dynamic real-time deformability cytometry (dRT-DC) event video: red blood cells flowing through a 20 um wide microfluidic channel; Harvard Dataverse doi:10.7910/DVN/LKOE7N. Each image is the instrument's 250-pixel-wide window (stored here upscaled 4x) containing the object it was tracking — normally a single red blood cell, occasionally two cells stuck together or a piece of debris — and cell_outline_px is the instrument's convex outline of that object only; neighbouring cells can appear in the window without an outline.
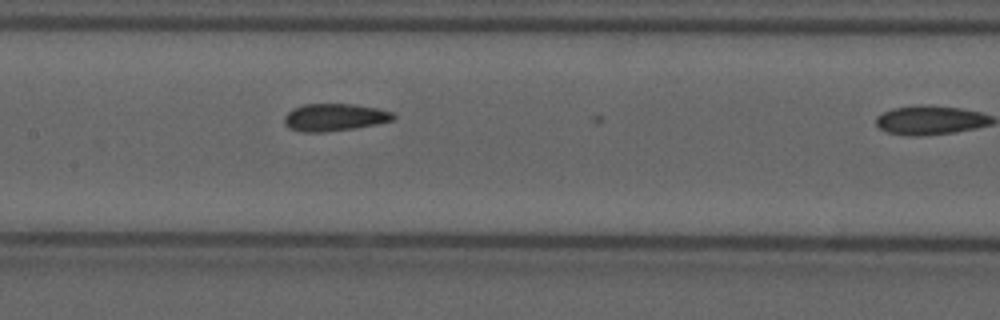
{"species": "common noctule bat (a hibernating species)", "species_latin": "Nyctalus noctula", "temperature_condition": "cold", "stored_images_in_passage": 9, "camera_frame_rate_fps": 3000, "um_per_image_px": 0.085, "animal": {"sex": "male", "forearm_length_mm": 52.5}, "frame": {"image": 1, "passage_image": 8, "time_ms": 2.333, "image_size_px": [1000, 320], "cell_outline_px": [[396, 116], [392, 120], [376, 124], [356, 128], [324, 132], [300, 132], [288, 128], [284, 124], [284, 116], [292, 108], [304, 104], [356, 104], [376, 108], [392, 112]], "centroid_in_image_um": [28.39, 9.97], "position_along_channel_um": 179.0, "area_um2": 17.51}}